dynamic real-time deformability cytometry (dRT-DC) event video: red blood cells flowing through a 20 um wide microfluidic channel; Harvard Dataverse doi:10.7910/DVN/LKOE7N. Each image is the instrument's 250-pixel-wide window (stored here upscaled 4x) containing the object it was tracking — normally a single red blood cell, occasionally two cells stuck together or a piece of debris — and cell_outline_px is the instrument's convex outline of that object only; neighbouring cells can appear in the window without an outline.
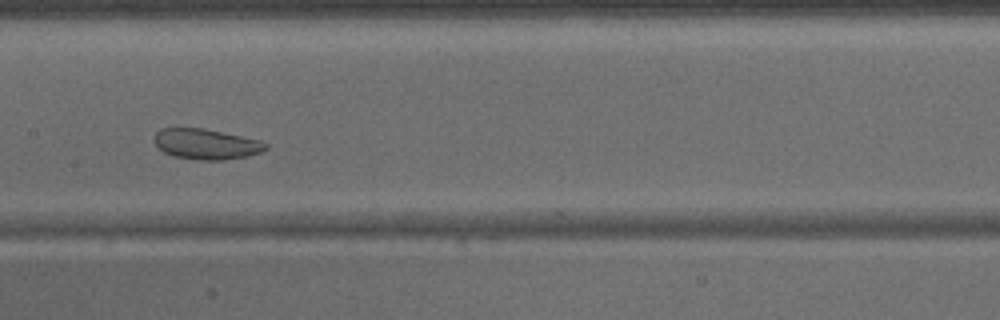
{"species": "common noctule bat (a hibernating species)", "species_latin": "Nyctalus noctula", "temperature_condition": "warm", "stored_images_in_passage": 13, "camera_frame_rate_fps": 3000, "um_per_image_px": 0.085, "animal": {"sex": "male", "body_mass_g": 15.6}, "frame": {"image": 1, "passage_image": 12, "time_ms": 3.667, "image_size_px": [1000, 320], "cell_outline_px": [[268, 148], [260, 152], [248, 156], [224, 160], [196, 160], [172, 156], [164, 152], [156, 144], [156, 132], [160, 128], [204, 128], [260, 140], [268, 144]], "centroid_in_image_um": [17.55, 12.25], "position_along_channel_um": 189.9, "area_um2": 19.77}}